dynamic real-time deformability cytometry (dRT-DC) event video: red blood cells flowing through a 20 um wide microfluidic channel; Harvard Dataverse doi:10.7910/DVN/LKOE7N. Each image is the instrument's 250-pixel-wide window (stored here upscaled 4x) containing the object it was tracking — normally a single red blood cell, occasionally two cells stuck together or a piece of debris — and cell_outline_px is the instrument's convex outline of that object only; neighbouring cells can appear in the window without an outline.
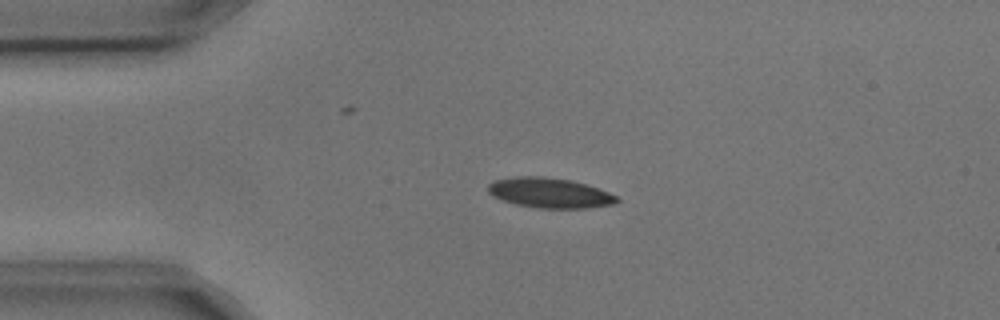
{"species": "common noctule bat (a hibernating species)", "species_latin": "Nyctalus noctula", "temperature_condition": "cold", "stored_images_in_passage": 2, "camera_frame_rate_fps": 3000, "um_per_image_px": 0.085, "animal": {"sex": "male", "body_mass_g": 17.9, "forearm_length_mm": 54.2}, "frame": {"image": 1, "passage_image": 1, "time_ms": 0.0, "image_size_px": [1000, 320], "cell_outline_px": [[620, 200], [616, 204], [588, 208], [540, 208], [516, 204], [492, 196], [488, 192], [488, 184], [496, 180], [516, 176], [544, 176], [572, 180], [588, 184], [608, 192], [616, 196]], "centroid_in_image_um": [46.76, 16.39], "position_along_channel_um": 38.2, "area_um2": 22.66}}